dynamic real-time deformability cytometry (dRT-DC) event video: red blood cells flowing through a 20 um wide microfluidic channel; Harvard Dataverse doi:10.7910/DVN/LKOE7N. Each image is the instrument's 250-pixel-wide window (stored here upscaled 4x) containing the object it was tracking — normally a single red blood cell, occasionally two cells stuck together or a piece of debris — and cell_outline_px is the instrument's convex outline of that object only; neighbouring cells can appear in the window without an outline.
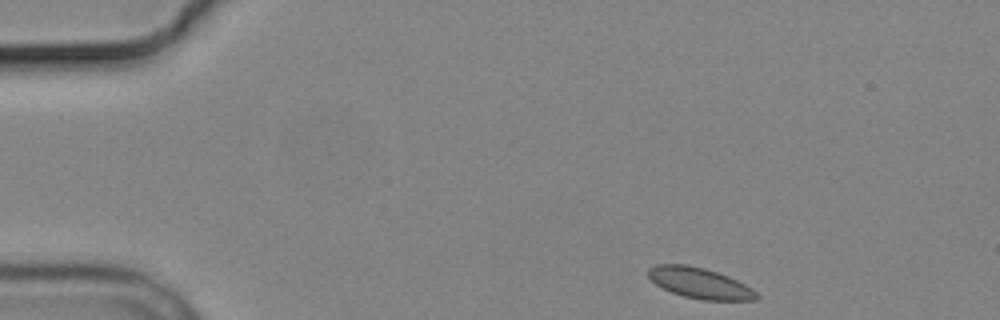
{"species": "common noctule bat (a hibernating species)", "species_latin": "Nyctalus noctula", "temperature_condition": "cold", "stored_images_in_passage": 4, "camera_frame_rate_fps": 3000, "um_per_image_px": 0.085, "animal": {"sex": "male", "body_mass_g": 19.2, "forearm_length_mm": 51.8}, "frame": {"image": 1, "passage_image": 1, "time_ms": 0.0, "image_size_px": [1000, 320], "cell_outline_px": [[760, 296], [756, 300], [704, 300], [684, 296], [672, 292], [656, 284], [648, 276], [648, 268], [656, 264], [688, 264], [704, 268], [728, 276], [752, 288]], "centroid_in_image_um": [59.48, 24.05], "position_along_channel_um": 25.5, "area_um2": 19.25}}
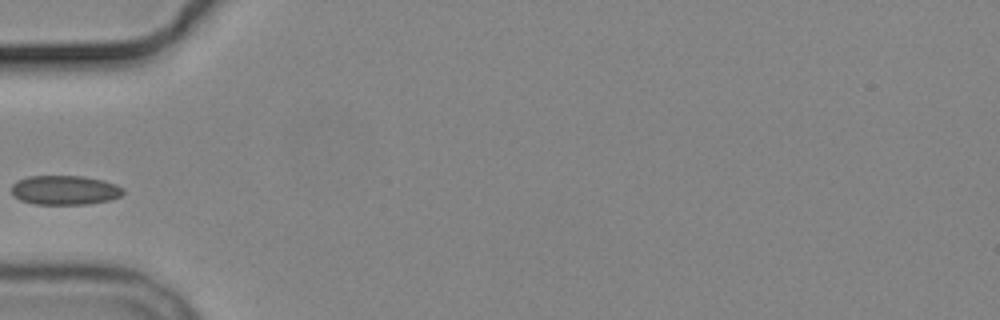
{"frame": {"image": 2, "passage_image": 4, "time_ms": 3.667, "image_size_px": [1000, 320], "cell_outline_px": [[124, 192], [120, 196], [112, 200], [88, 204], [36, 204], [20, 200], [12, 196], [12, 184], [16, 180], [28, 176], [84, 176], [104, 180], [116, 184], [124, 188]], "centroid_in_image_um": [5.52, 16.15], "position_along_channel_um": 79.5, "area_um2": 19.36}}